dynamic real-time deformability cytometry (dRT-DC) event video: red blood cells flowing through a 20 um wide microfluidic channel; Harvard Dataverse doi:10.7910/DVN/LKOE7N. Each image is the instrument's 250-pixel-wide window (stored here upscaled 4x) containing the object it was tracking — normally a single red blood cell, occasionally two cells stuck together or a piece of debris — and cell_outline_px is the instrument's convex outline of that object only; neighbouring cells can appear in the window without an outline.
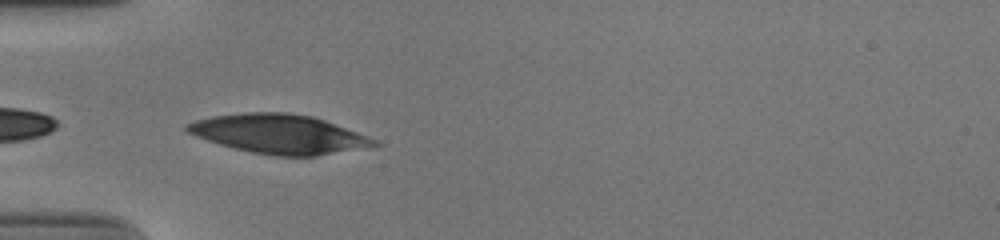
{"species": "human", "species_latin": "Homo sapiens", "temperature_condition": "cold", "stored_images_in_passage": 39, "camera_frame_rate_fps": 3000, "um_per_image_px": 0.085, "donor": {"sex": "male"}, "frame": {"image": 1, "passage_image": 1, "time_ms": 0.0, "image_size_px": [1000, 240], "cell_outline_px": [[384, 144], [316, 156], [276, 156], [252, 152], [220, 144], [196, 136], [188, 132], [184, 128], [184, 124], [196, 120], [212, 116], [244, 112], [284, 112], [312, 116], [324, 120], [356, 132], [376, 140]], "centroid_in_image_um": [23.69, 11.38], "position_along_channel_um": 61.3, "area_um2": 42.25}}
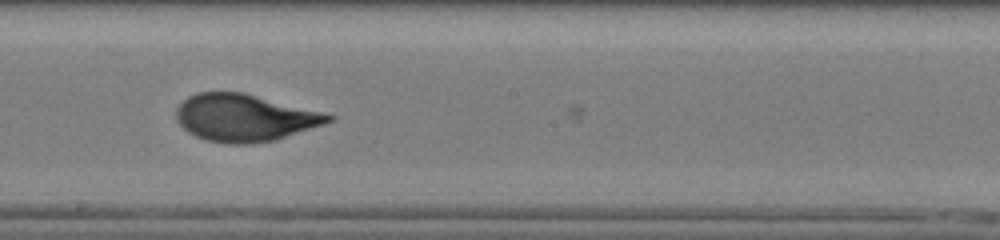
{"frame": {"image": 2, "passage_image": 15, "time_ms": 4.667, "image_size_px": [1000, 240], "cell_outline_px": [[336, 116], [332, 120], [324, 124], [276, 140], [244, 144], [232, 144], [208, 140], [196, 136], [188, 132], [176, 120], [176, 108], [188, 96], [196, 92], [244, 92]], "centroid_in_image_um": [20.77, 10.0], "position_along_channel_um": 227.4, "area_um2": 41.5}}
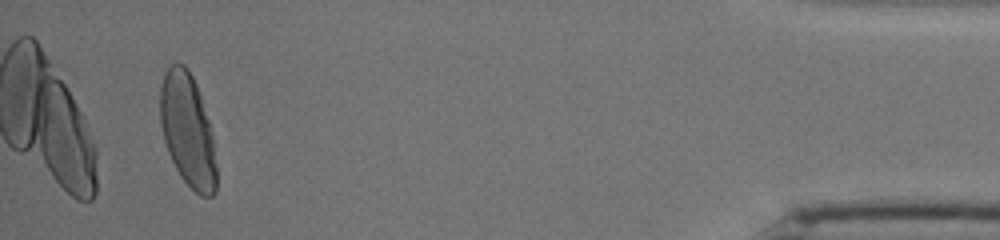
{"frame": {"image": 3, "passage_image": 36, "time_ms": 11.667, "image_size_px": [1000, 240], "cell_outline_px": [[216, 192], [212, 196], [200, 196], [180, 176], [168, 152], [164, 140], [160, 124], [160, 88], [164, 72], [172, 64], [184, 64], [188, 68], [196, 84], [208, 120], [212, 136], [216, 164]], "centroid_in_image_um": [15.93, 11.07], "position_along_channel_um": 419.3, "area_um2": 36.76}, "authors_computed_cell_mechanics": {"area_um2": 41.1536, "velocity_mm_per_s": 3.6777, "shape_relaxation_time_tau1_ms": 3.783, "shape_relaxation_time_tau2_ms": 0.8007, "deformation_change_tau1": 0.205, "deformation_change_tau2": 0.0623}}